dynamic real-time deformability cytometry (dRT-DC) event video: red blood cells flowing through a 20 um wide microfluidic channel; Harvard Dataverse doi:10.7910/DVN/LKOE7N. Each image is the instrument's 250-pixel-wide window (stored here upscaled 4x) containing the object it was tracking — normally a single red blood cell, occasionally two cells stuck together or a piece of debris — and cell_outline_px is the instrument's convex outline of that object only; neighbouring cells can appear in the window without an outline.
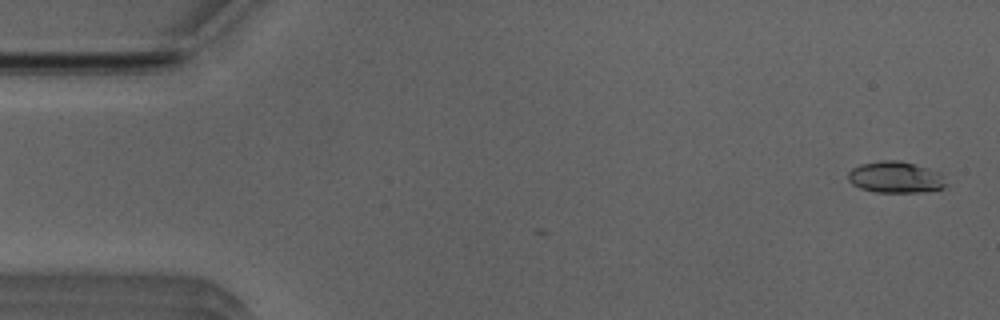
{"species": "Egyptian fruit bat (a non-hibernating species)", "species_latin": "Rousettus aegyptiacus", "temperature_condition": "room temperature", "stored_images_in_passage": 3, "camera_frame_rate_fps": 3000, "um_per_image_px": 0.085, "animal": {"sex": "male"}, "frame": {"image": 1, "passage_image": 3, "time_ms": 0.667, "image_size_px": [1000, 320], "cell_outline_px": [[948, 184], [944, 188], [924, 192], [876, 192], [860, 188], [852, 184], [848, 180], [848, 172], [852, 168], [860, 164], [884, 160], [900, 160], [928, 168], [940, 172]], "centroid_in_image_um": [76.14, 15.07], "position_along_channel_um": 8.9, "area_um2": 18.09}}